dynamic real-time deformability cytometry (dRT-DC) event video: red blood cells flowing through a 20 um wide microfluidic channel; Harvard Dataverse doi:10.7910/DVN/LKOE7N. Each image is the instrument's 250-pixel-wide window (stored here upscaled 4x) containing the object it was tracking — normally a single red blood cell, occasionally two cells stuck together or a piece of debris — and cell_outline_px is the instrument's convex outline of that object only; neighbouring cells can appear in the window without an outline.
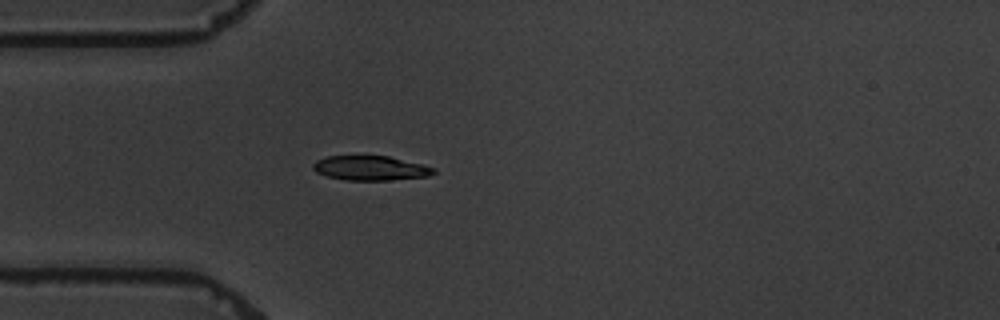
{"species": "common noctule bat (a hibernating species)", "species_latin": "Nyctalus noctula", "temperature_condition": "warm", "stored_images_in_passage": 4, "camera_frame_rate_fps": 3000, "um_per_image_px": 0.085, "animal": {"sex": "male", "body_mass_g": 19.5, "forearm_length_mm": 54.6}, "frame": {"image": 1, "passage_image": 4, "time_ms": 3.333, "image_size_px": [1000, 320], "cell_outline_px": [[436, 172], [428, 176], [388, 180], [344, 180], [328, 176], [316, 172], [312, 168], [312, 164], [316, 160], [328, 156], [388, 156], [424, 164], [436, 168]], "centroid_in_image_um": [31.5, 14.28], "position_along_channel_um": 53.5, "area_um2": 17.28}}